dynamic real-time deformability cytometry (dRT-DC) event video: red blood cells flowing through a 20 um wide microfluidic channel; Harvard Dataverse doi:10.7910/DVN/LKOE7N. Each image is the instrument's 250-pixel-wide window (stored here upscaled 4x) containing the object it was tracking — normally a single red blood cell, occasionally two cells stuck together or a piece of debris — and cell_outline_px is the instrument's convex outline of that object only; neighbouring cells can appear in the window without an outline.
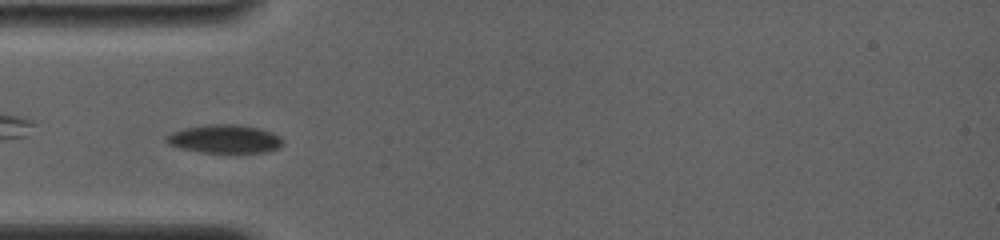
{"species": "common noctule bat (a hibernating species)", "species_latin": "Nyctalus noctula", "temperature_condition": "room temperature", "stored_images_in_passage": 42, "camera_frame_rate_fps": 4000, "um_per_image_px": 0.085, "animal": {"sex": "female", "body_mass_g": 19.0, "forearm_length_mm": 56.7}, "frame": {"image": 1, "passage_image": 3, "time_ms": 0.5, "image_size_px": [1000, 240], "cell_outline_px": [[284, 144], [268, 152], [200, 152], [180, 148], [168, 144], [164, 140], [172, 132], [184, 128], [208, 124], [240, 124], [260, 128], [272, 132], [280, 136]], "centroid_in_image_um": [19.11, 11.8], "position_along_channel_um": 65.9, "area_um2": 19.31}}
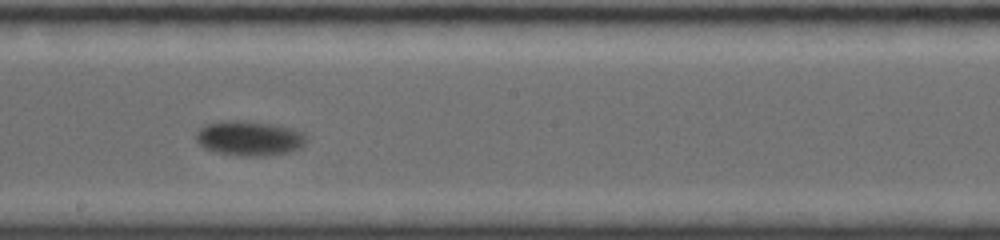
{"frame": {"image": 2, "passage_image": 19, "time_ms": 5.0, "image_size_px": [1000, 240], "cell_outline_px": [[304, 144], [300, 148], [288, 152], [264, 156], [244, 156], [220, 152], [204, 148], [196, 140], [196, 132], [200, 128], [208, 124], [220, 120], [236, 120], [272, 124], [292, 128], [300, 132], [304, 136]], "centroid_in_image_um": [21.16, 11.74], "position_along_channel_um": 227.0, "area_um2": 22.02}}
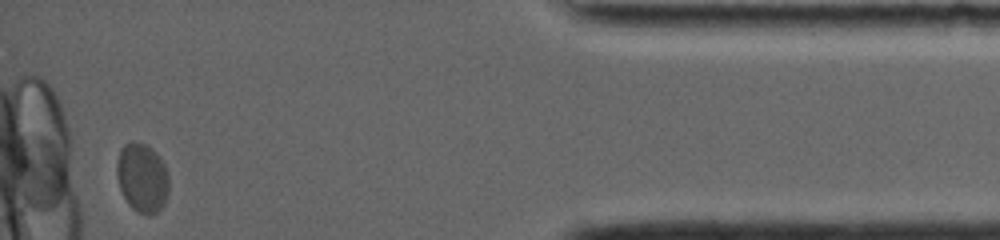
{"frame": {"image": 3, "passage_image": 39, "time_ms": 11.75, "image_size_px": [1000, 240], "cell_outline_px": [[168, 192], [164, 204], [156, 212], [136, 212], [128, 204], [120, 188], [116, 176], [116, 164], [120, 148], [124, 144], [132, 140], [144, 144], [152, 148], [160, 156], [164, 164], [168, 176]], "centroid_in_image_um": [12.06, 15.05], "position_along_channel_um": 423.1, "area_um2": 20.98}, "authors_computed_cell_mechanics": {"area_um2": 20.8369, "velocity_mm_per_s": 3.5884, "shape_relaxation_time_tau1_ms": 3.7426, "shape_relaxation_time_tau2_ms": null, "deformation_change_tau1": 0.0929, "deformation_change_tau2": null}}